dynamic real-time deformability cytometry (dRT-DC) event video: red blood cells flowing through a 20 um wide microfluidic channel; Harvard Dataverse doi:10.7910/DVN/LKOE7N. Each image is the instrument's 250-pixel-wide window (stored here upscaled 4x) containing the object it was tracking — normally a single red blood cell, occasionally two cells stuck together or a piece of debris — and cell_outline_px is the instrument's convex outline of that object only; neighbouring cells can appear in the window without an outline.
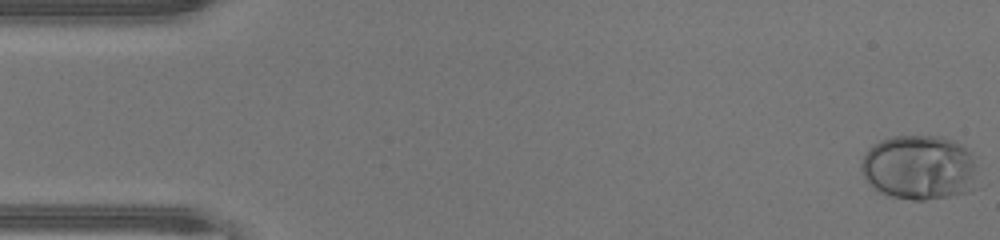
{"species": "human", "species_latin": "Homo sapiens", "temperature_condition": "warm", "stored_images_in_passage": 1, "camera_frame_rate_fps": 3000, "um_per_image_px": 0.085, "donor": {"sex": "male"}, "frame": {"image": 1, "passage_image": 1, "time_ms": 0.0, "image_size_px": [1000, 240], "cell_outline_px": [[940, 144], [928, 196], [900, 196], [888, 192], [880, 188], [872, 180], [868, 172], [868, 160], [872, 152], [884, 144], [900, 140], [924, 140]], "centroid_in_image_um": [76.87, 14.19], "position_along_channel_um": 8.1, "area_um2": 23.47}}